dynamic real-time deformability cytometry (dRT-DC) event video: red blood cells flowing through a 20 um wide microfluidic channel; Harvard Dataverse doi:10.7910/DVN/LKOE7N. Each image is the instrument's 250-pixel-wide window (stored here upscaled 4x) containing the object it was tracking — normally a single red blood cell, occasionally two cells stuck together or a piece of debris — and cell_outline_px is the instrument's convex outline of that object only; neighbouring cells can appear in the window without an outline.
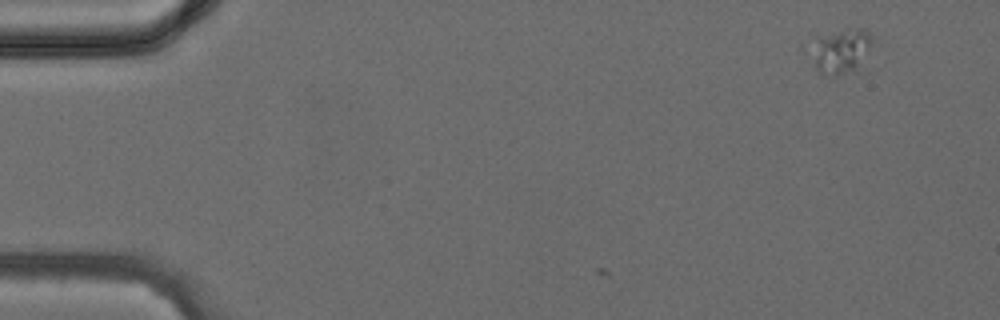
{"species": "common noctule bat (a hibernating species)", "species_latin": "Nyctalus noctula", "temperature_condition": "cold", "stored_images_in_passage": 4, "camera_frame_rate_fps": 3000, "um_per_image_px": 0.085, "animal": {"sex": "female", "body_mass_g": 24.6, "forearm_length_mm": 56.2}, "frame": {"image": 1, "passage_image": 1, "time_ms": 0.0, "image_size_px": [1000, 320], "cell_outline_px": [[872, 40], [860, 68], [836, 76], [824, 76], [816, 68], [800, 48], [816, 36], [856, 28], [864, 28], [872, 36]], "centroid_in_image_um": [71.27, 4.35], "position_along_channel_um": 13.7, "area_um2": 17.05}}